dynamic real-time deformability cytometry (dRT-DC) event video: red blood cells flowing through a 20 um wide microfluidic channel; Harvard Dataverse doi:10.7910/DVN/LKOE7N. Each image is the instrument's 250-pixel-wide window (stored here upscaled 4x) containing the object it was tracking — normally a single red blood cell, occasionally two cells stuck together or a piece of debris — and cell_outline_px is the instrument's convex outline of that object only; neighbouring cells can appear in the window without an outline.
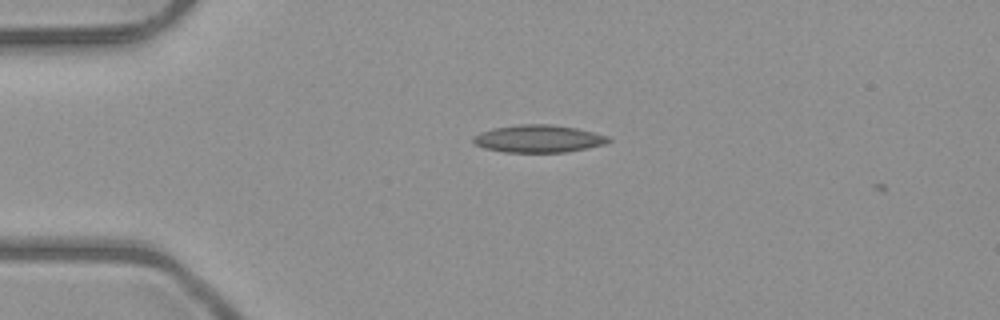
{"species": "common noctule bat (a hibernating species)", "species_latin": "Nyctalus noctula", "temperature_condition": "room temperature", "stored_images_in_passage": 2, "camera_frame_rate_fps": 3000, "um_per_image_px": 0.085, "animal": {"sex": "male", "body_mass_g": 23.1, "forearm_length_mm": 52.7}, "frame": {"image": 1, "passage_image": 1, "time_ms": 0.0, "image_size_px": [1000, 320], "cell_outline_px": [[612, 140], [604, 144], [564, 152], [504, 152], [484, 148], [476, 144], [472, 140], [472, 136], [480, 132], [492, 128], [520, 124], [548, 124], [576, 128], [608, 136]], "centroid_in_image_um": [45.72, 11.78], "position_along_channel_um": 39.3, "area_um2": 21.5}}